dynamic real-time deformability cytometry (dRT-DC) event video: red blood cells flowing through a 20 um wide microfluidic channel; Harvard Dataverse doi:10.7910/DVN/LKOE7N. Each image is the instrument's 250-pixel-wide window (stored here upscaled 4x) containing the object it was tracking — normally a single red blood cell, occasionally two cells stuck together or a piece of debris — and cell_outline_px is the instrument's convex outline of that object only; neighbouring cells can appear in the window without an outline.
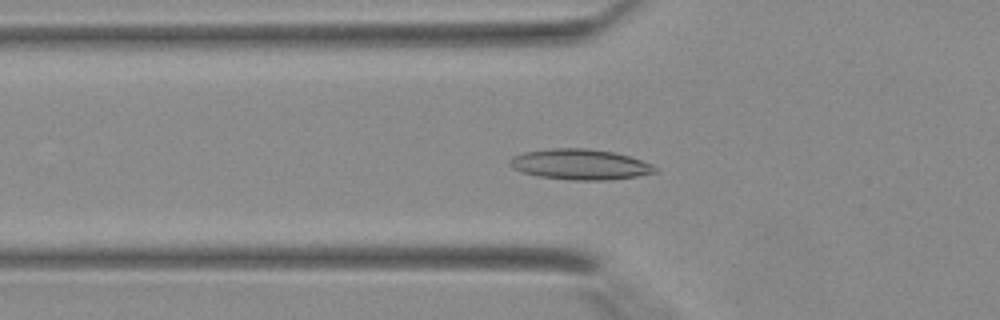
{"species": "Egyptian fruit bat (a non-hibernating species)", "species_latin": "Rousettus aegyptiacus", "temperature_condition": "warm", "stored_images_in_passage": 43, "camera_frame_rate_fps": 3000, "um_per_image_px": 0.085, "animal": {"sex": "female"}, "frame": {"image": 1, "passage_image": 16, "time_ms": 5.0, "image_size_px": [1000, 320], "cell_outline_px": [[660, 168], [656, 172], [636, 176], [608, 180], [572, 180], [536, 176], [512, 168], [508, 164], [508, 160], [512, 156], [524, 152], [552, 148], [584, 148], [612, 152], [628, 156], [652, 164]], "centroid_in_image_um": [49.28, 13.97], "position_along_channel_um": 76.5, "area_um2": 25.84}}
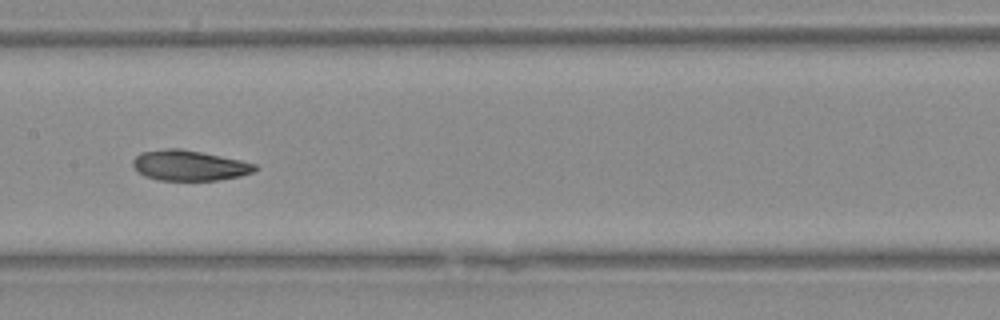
{"frame": {"image": 2, "passage_image": 23, "time_ms": 7.333, "image_size_px": [1000, 320], "cell_outline_px": [[256, 168], [252, 172], [240, 176], [216, 180], [160, 180], [144, 176], [136, 172], [132, 164], [132, 160], [140, 152], [168, 148], [180, 148], [240, 160], [256, 164]], "centroid_in_image_um": [16.02, 14.06], "position_along_channel_um": 191.4, "area_um2": 21.5}}
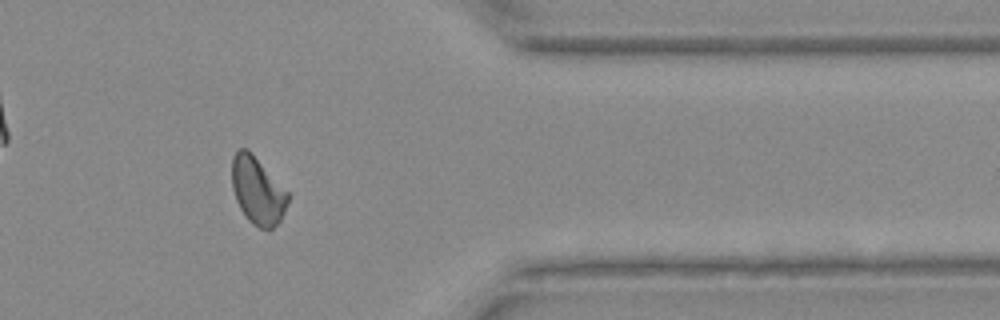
{"frame": {"image": 3, "passage_image": 36, "time_ms": 11.667, "image_size_px": [1000, 320], "cell_outline_px": [[288, 200], [284, 212], [280, 220], [272, 228], [260, 228], [252, 224], [248, 220], [240, 208], [236, 200], [232, 188], [232, 156], [240, 148], [248, 148], [288, 192]], "centroid_in_image_um": [21.87, 16.18], "position_along_channel_um": 389.5, "area_um2": 21.79}}